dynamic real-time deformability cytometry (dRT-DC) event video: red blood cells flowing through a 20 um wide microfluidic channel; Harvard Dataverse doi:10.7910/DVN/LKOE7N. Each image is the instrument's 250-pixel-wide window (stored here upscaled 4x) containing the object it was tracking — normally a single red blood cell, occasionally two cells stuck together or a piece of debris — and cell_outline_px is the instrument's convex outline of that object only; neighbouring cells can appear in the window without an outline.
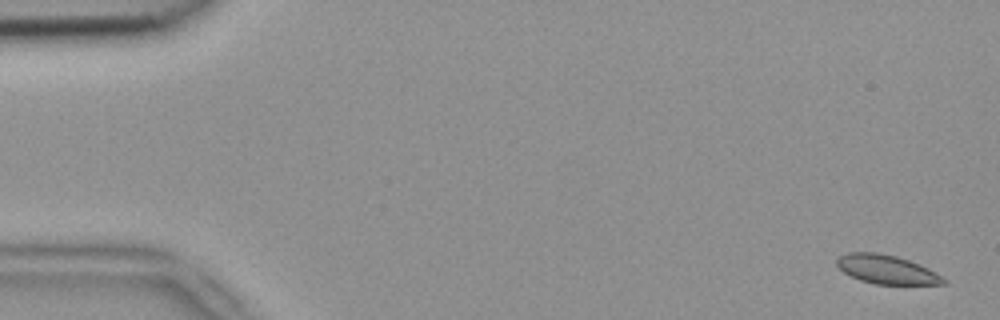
{"species": "common noctule bat (a hibernating species)", "species_latin": "Nyctalus noctula", "temperature_condition": "room temperature", "stored_images_in_passage": 6, "camera_frame_rate_fps": 3000, "um_per_image_px": 0.085, "animal": {"sex": "female", "body_mass_g": 18.4}, "frame": {"image": 1, "passage_image": 1, "time_ms": 0.0, "image_size_px": [1000, 320], "cell_outline_px": [[948, 284], [876, 284], [860, 280], [844, 272], [836, 264], [836, 260], [840, 256], [848, 252], [880, 252], [896, 256], [920, 264], [936, 272], [948, 280]], "centroid_in_image_um": [75.4, 22.9], "position_along_channel_um": 9.6, "area_um2": 17.98}}
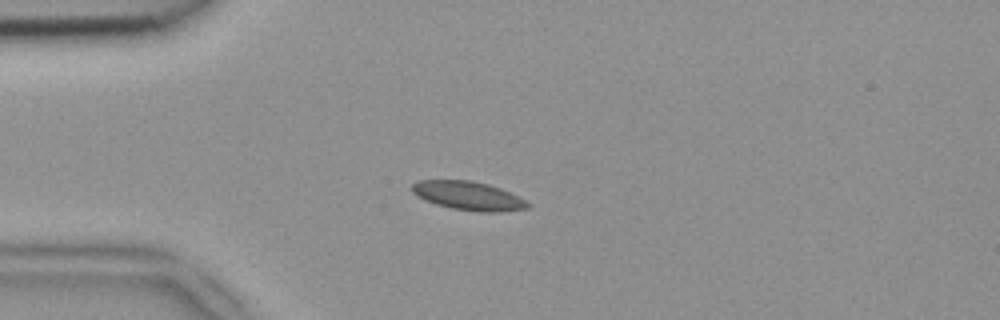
{"frame": {"image": 2, "passage_image": 4, "time_ms": 1.0, "image_size_px": [1000, 320], "cell_outline_px": [[532, 204], [528, 208], [500, 212], [476, 212], [452, 208], [436, 204], [424, 200], [416, 196], [408, 188], [412, 184], [420, 180], [472, 180], [488, 184], [500, 188], [520, 196]], "centroid_in_image_um": [39.81, 16.64], "position_along_channel_um": 45.2, "area_um2": 19.71}}
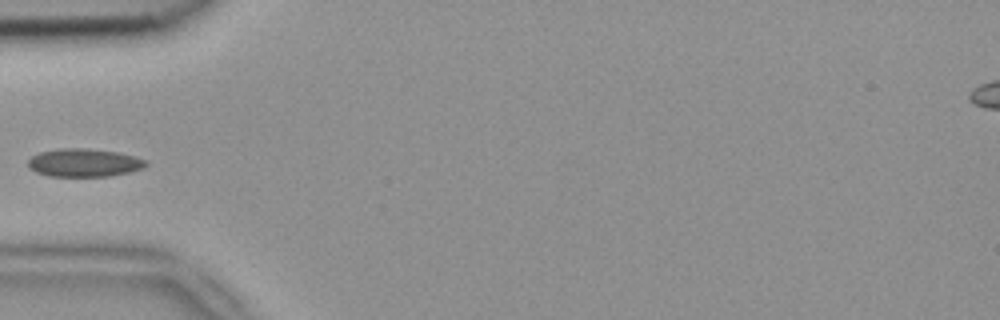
{"frame": {"image": 3, "passage_image": 5, "time_ms": 1.333, "image_size_px": [1000, 320], "cell_outline_px": [[148, 164], [144, 168], [112, 176], [48, 176], [36, 172], [28, 168], [28, 160], [32, 156], [40, 152], [60, 148], [84, 148], [116, 152], [136, 156], [148, 160]], "centroid_in_image_um": [7.16, 13.83], "position_along_channel_um": 77.8, "area_um2": 19.42}}